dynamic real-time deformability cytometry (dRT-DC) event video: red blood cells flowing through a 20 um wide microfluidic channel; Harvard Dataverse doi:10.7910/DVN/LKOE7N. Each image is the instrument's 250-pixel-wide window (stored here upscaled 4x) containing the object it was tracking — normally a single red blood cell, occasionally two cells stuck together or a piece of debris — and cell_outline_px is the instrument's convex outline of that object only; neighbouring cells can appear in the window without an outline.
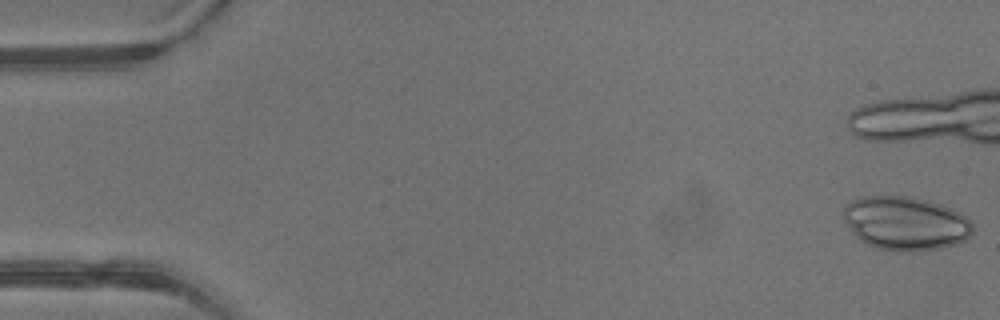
{"species": "common noctule bat (a hibernating species)", "species_latin": "Nyctalus noctula", "temperature_condition": "warm", "stored_images_in_passage": 5, "camera_frame_rate_fps": 3000, "um_per_image_px": 0.085, "animal": {"sex": "male", "body_mass_g": 13.3}, "frame": {"image": 1, "passage_image": 1, "time_ms": 0.0, "image_size_px": [1000, 320], "cell_outline_px": [[972, 232], [964, 240], [956, 244], [924, 252], [896, 252], [876, 248], [860, 240], [852, 232], [844, 220], [844, 208], [852, 200], [860, 196], [908, 196], [928, 200], [940, 204], [960, 212], [972, 220]], "centroid_in_image_um": [76.98, 18.99], "position_along_channel_um": 8.0, "area_um2": 40.86}}